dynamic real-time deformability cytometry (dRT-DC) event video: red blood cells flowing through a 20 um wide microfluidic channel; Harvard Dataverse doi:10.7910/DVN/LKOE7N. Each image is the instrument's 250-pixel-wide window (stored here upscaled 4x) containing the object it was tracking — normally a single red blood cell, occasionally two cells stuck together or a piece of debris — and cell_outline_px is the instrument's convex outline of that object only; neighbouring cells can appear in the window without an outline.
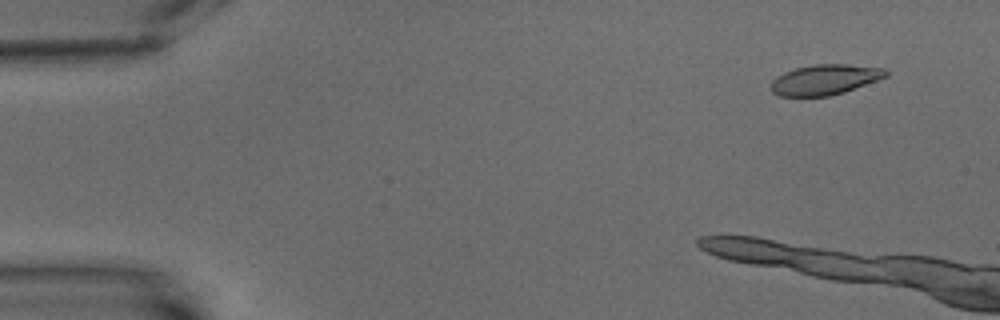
{"species": "common noctule bat (a hibernating species)", "species_latin": "Nyctalus noctula", "temperature_condition": "warm", "stored_images_in_passage": 5, "camera_frame_rate_fps": 3000, "um_per_image_px": 0.085, "animal": {"sex": "male", "body_mass_g": 15.6}, "frame": {"image": 1, "passage_image": 2, "time_ms": 1.0, "image_size_px": [1000, 320], "cell_outline_px": [[888, 76], [844, 92], [828, 96], [780, 96], [772, 92], [772, 80], [776, 76], [784, 72], [796, 68], [812, 64], [848, 64], [884, 68], [888, 72]], "centroid_in_image_um": [70.11, 6.76], "position_along_channel_um": 14.9, "area_um2": 20.23}}